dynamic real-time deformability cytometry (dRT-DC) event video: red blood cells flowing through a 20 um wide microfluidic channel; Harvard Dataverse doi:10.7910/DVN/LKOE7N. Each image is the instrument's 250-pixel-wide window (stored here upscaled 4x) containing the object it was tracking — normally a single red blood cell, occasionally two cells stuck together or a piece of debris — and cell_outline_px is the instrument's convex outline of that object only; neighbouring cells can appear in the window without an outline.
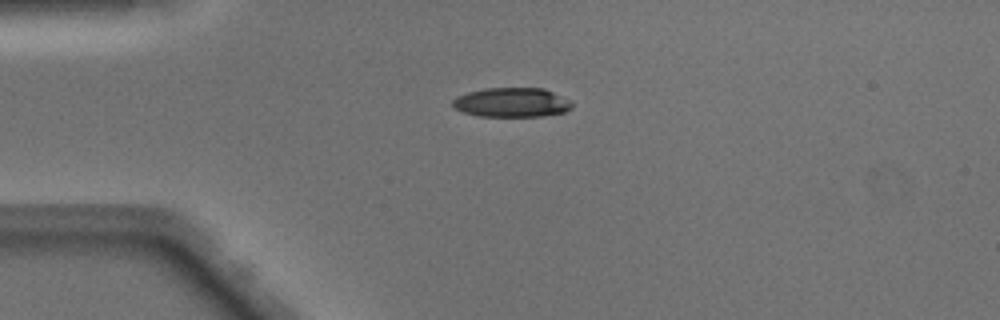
{"species": "Egyptian fruit bat (a non-hibernating species)", "species_latin": "Rousettus aegyptiacus", "temperature_condition": "warm", "stored_images_in_passage": 38, "camera_frame_rate_fps": 3000, "um_per_image_px": 0.085, "animal": {"sex": "male"}, "frame": {"image": 1, "passage_image": 1, "time_ms": 0.0, "image_size_px": [1000, 320], "cell_outline_px": [[572, 108], [564, 112], [540, 116], [480, 116], [464, 112], [456, 108], [452, 104], [452, 100], [456, 96], [468, 92], [484, 88], [544, 88], [572, 100]], "centroid_in_image_um": [43.52, 8.69], "position_along_channel_um": 41.5, "area_um2": 20.46}}
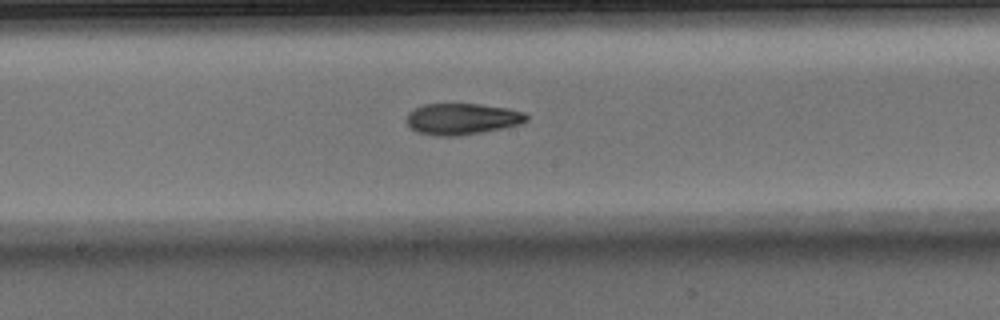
{"frame": {"image": 2, "passage_image": 15, "time_ms": 4.667, "image_size_px": [1000, 320], "cell_outline_px": [[528, 120], [520, 124], [480, 132], [456, 136], [432, 136], [416, 132], [408, 124], [408, 112], [412, 108], [424, 104], [480, 104], [508, 108], [524, 112], [528, 116]], "centroid_in_image_um": [39.25, 10.1], "position_along_channel_um": 208.9, "area_um2": 21.85}}
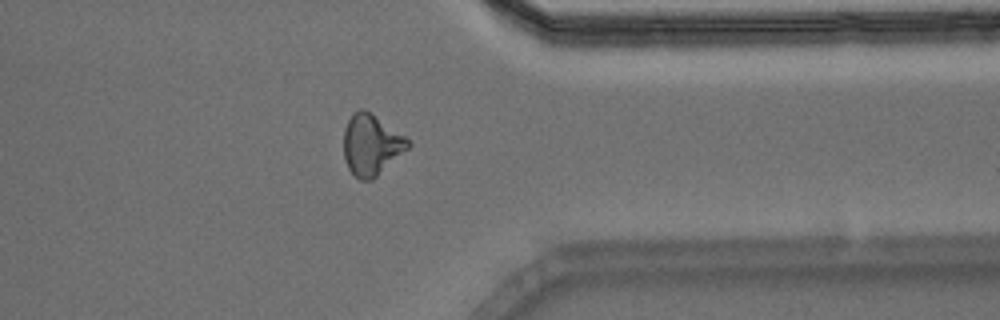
{"frame": {"image": 3, "passage_image": 28, "time_ms": 9.0, "image_size_px": [1000, 320], "cell_outline_px": [[412, 144], [408, 148], [372, 180], [360, 180], [348, 168], [344, 160], [344, 128], [352, 112], [360, 108], [364, 108], [372, 112], [404, 136]], "centroid_in_image_um": [31.53, 12.28], "position_along_channel_um": 379.9, "area_um2": 22.77}, "authors_computed_cell_mechanics": {"area_um2": 21.9351, "velocity_mm_per_s": 4.1077, "shape_relaxation_time_tau1_ms": 7.2537, "shape_relaxation_time_tau2_ms": 4.8299, "deformation_change_tau1": 0.208, "deformation_change_tau2": 0.1404}}